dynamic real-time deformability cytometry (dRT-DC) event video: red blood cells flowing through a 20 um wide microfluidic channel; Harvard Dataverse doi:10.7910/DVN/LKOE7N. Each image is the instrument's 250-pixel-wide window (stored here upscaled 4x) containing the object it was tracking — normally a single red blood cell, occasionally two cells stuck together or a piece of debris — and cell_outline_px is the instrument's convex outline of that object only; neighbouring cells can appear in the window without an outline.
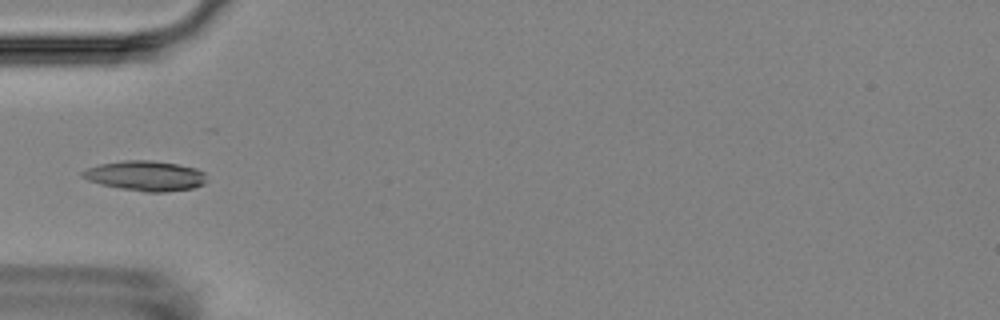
{"species": "Egyptian fruit bat (a non-hibernating species)", "species_latin": "Rousettus aegyptiacus", "temperature_condition": "room temperature", "stored_images_in_passage": 5, "camera_frame_rate_fps": 3000, "um_per_image_px": 0.085, "animal": {"sex": "female"}, "frame": {"image": 1, "passage_image": 5, "time_ms": 6.0, "image_size_px": [1000, 320], "cell_outline_px": [[204, 184], [192, 188], [164, 192], [144, 192], [120, 188], [100, 184], [88, 180], [80, 176], [80, 172], [88, 168], [100, 164], [124, 160], [152, 160], [176, 164], [196, 168], [204, 172]], "centroid_in_image_um": [12.33, 14.94], "position_along_channel_um": 72.7, "area_um2": 21.62}}